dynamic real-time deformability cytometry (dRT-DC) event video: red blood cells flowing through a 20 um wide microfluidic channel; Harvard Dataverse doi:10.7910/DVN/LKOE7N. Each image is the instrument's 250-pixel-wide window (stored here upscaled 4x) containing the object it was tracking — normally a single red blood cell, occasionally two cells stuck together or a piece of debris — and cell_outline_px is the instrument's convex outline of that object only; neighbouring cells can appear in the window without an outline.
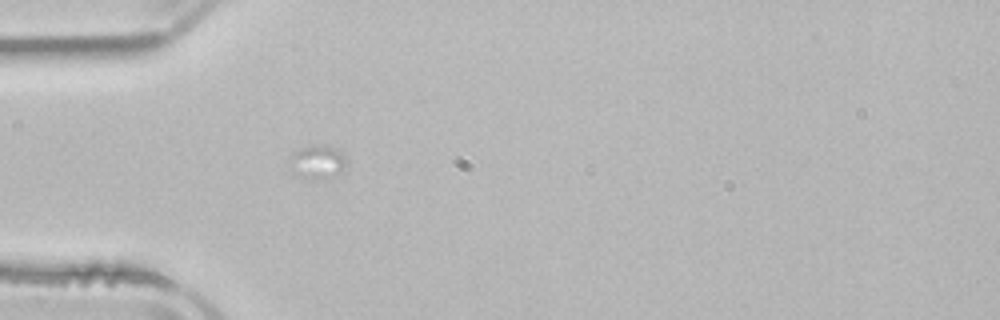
{"species": "common noctule bat (a hibernating species)", "species_latin": "Nyctalus noctula", "temperature_condition": "room temperature", "stored_images_in_passage": 1, "camera_frame_rate_fps": 3000, "um_per_image_px": 0.085, "animal": {"sex": "male", "body_mass_g": 21.5, "forearm_length_mm": 52.0}, "frame": {"image": 1, "passage_image": 1, "time_ms": 0.0, "image_size_px": [1000, 320], "cell_outline_px": [[344, 164], [336, 176], [316, 180], [296, 176], [292, 172], [288, 164], [288, 156], [296, 148], [312, 144], [328, 144], [344, 152]], "centroid_in_image_um": [26.88, 13.73], "position_along_channel_um": 58.1, "area_um2": 11.73}}